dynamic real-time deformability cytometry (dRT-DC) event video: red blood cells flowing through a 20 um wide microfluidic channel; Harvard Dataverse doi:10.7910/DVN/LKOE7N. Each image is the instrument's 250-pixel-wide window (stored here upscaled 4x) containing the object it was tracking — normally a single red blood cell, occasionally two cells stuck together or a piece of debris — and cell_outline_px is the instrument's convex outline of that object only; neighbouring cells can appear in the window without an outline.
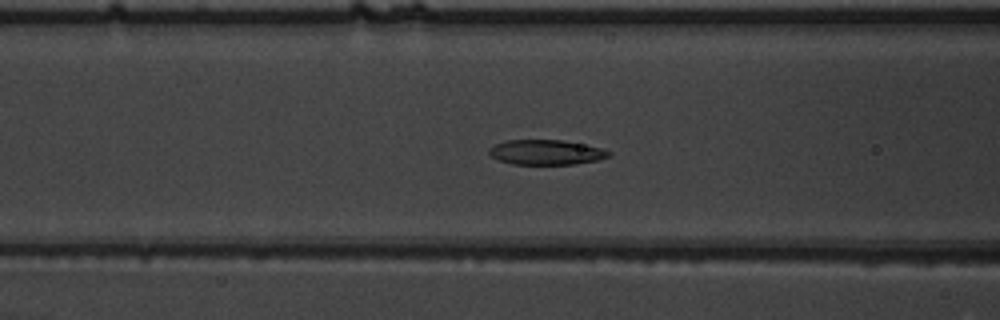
{"species": "common noctule bat (a hibernating species)", "species_latin": "Nyctalus noctula", "temperature_condition": "warm", "stored_images_in_passage": 56, "camera_frame_rate_fps": 3000, "um_per_image_px": 0.085, "animal": {"sex": "male", "body_mass_g": 19.5, "forearm_length_mm": 54.6}, "frame": {"image": 1, "passage_image": 23, "time_ms": 7.333, "image_size_px": [1000, 320], "cell_outline_px": [[612, 152], [608, 156], [596, 160], [576, 164], [512, 164], [500, 160], [492, 156], [488, 152], [488, 148], [496, 144], [508, 140], [564, 140], [600, 148]], "centroid_in_image_um": [46.4, 12.94], "position_along_channel_um": 120.2, "area_um2": 17.17}}
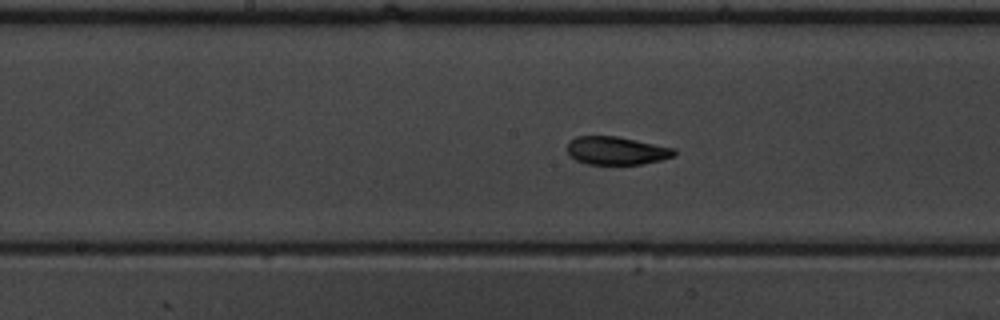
{"frame": {"image": 2, "passage_image": 29, "time_ms": 9.333, "image_size_px": [1000, 320], "cell_outline_px": [[676, 152], [672, 156], [660, 160], [640, 164], [588, 164], [576, 160], [568, 152], [568, 144], [576, 136], [616, 136], [676, 148]], "centroid_in_image_um": [52.41, 12.8], "position_along_channel_um": 195.8, "area_um2": 17.28}}
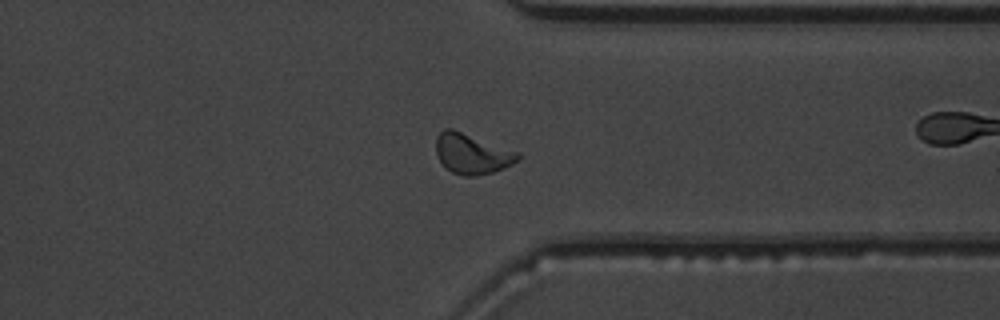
{"frame": {"image": 3, "passage_image": 43, "time_ms": 14.0, "image_size_px": [1000, 320], "cell_outline_px": [[520, 160], [504, 168], [492, 172], [476, 176], [464, 176], [452, 172], [440, 160], [436, 152], [436, 136], [444, 128], [452, 128], [520, 152]], "centroid_in_image_um": [40.14, 13.06], "position_along_channel_um": 371.3, "area_um2": 19.25}, "authors_computed_cell_mechanics": {"area_um2": 18.1492, "velocity_mm_per_s": 3.7754, "shape_relaxation_time_tau1_ms": 3.6566, "shape_relaxation_time_tau2_ms": 0.9747, "deformation_change_tau1": 0.1462, "deformation_change_tau2": 0.0588}}